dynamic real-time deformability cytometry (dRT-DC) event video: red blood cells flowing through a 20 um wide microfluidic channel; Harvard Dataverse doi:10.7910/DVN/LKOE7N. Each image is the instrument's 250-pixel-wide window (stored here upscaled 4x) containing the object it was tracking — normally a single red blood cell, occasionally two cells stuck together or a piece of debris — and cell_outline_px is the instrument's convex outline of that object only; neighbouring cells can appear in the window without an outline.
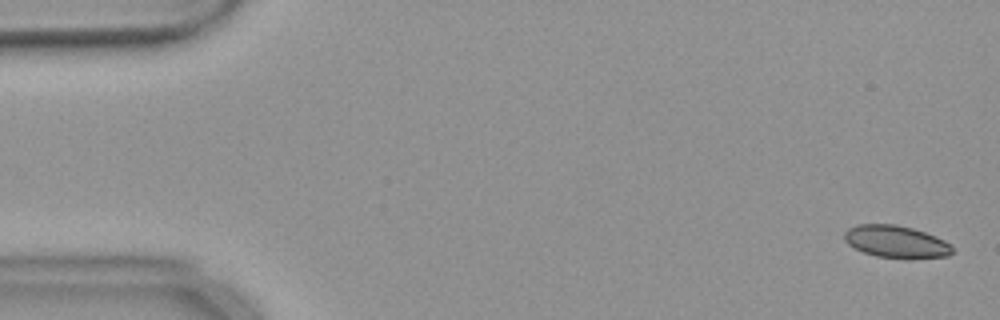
{"species": "common noctule bat (a hibernating species)", "species_latin": "Nyctalus noctula", "temperature_condition": "warm", "stored_images_in_passage": 33, "camera_frame_rate_fps": 3000, "um_per_image_px": 0.085, "animal": {"sex": "female", "body_mass_g": 18.4}, "frame": {"image": 1, "passage_image": 2, "time_ms": 0.333, "image_size_px": [1000, 320], "cell_outline_px": [[952, 252], [948, 256], [908, 260], [876, 256], [864, 252], [848, 244], [844, 240], [844, 232], [848, 228], [856, 224], [896, 224], [912, 228], [936, 236], [952, 244]], "centroid_in_image_um": [76.18, 20.56], "position_along_channel_um": 8.8, "area_um2": 20.69}}
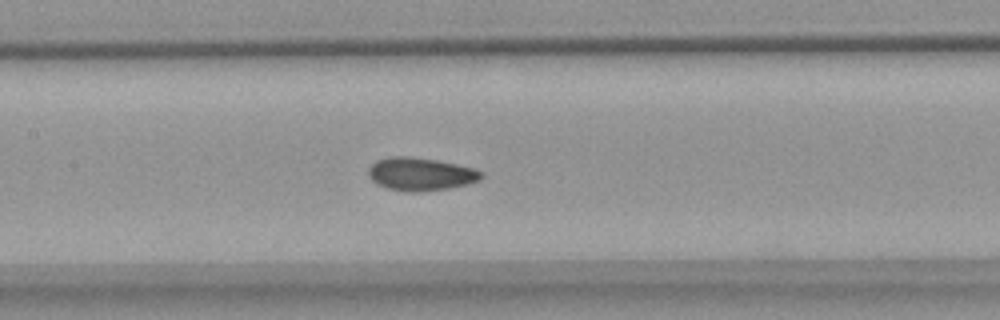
{"frame": {"image": 2, "passage_image": 26, "time_ms": 8.333, "image_size_px": [1000, 320], "cell_outline_px": [[484, 176], [480, 180], [468, 184], [448, 188], [420, 192], [408, 192], [388, 188], [372, 180], [368, 176], [368, 168], [376, 160], [388, 156], [408, 156], [436, 160], [476, 168], [484, 172]], "centroid_in_image_um": [35.78, 14.79], "position_along_channel_um": 171.6, "area_um2": 21.85}}
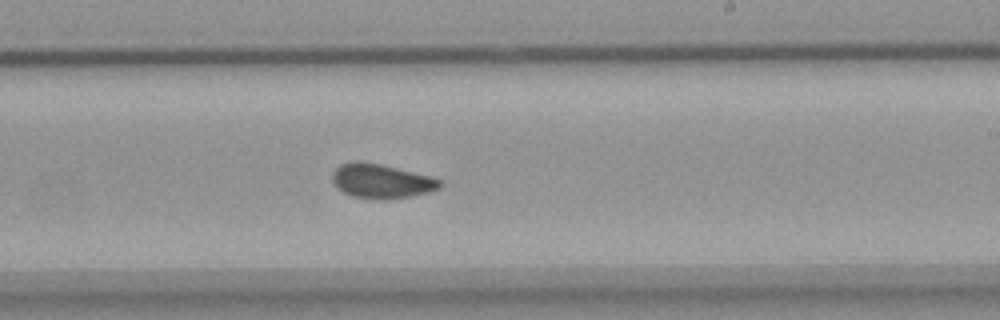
{"frame": {"image": 3, "passage_image": 33, "time_ms": 10.667, "image_size_px": [1000, 320], "cell_outline_px": [[444, 184], [440, 188], [428, 192], [412, 196], [388, 200], [380, 200], [352, 196], [336, 188], [332, 180], [332, 172], [340, 164], [356, 160], [360, 160], [380, 164], [432, 176], [444, 180]], "centroid_in_image_um": [32.44, 15.39], "position_along_channel_um": 256.6, "area_um2": 21.96}}